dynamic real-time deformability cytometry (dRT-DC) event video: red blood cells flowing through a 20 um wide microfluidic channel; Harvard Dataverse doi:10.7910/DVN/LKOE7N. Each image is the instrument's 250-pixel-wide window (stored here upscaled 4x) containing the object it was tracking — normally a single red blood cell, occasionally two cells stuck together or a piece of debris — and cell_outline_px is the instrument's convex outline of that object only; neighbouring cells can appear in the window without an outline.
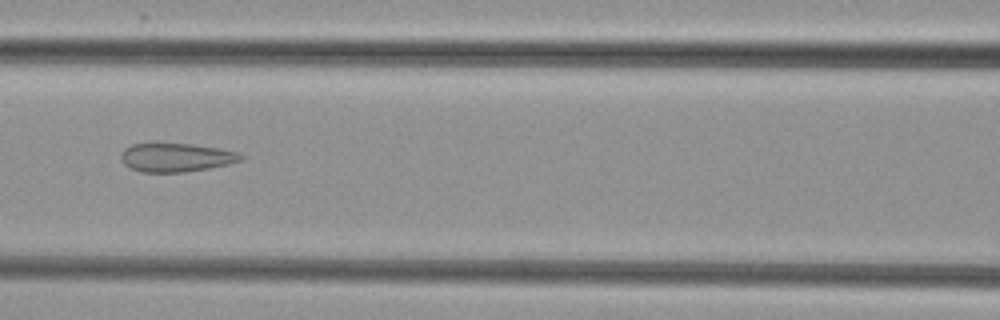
{"species": "common noctule bat (a hibernating species)", "species_latin": "Nyctalus noctula", "temperature_condition": "cold", "stored_images_in_passage": 5, "camera_frame_rate_fps": 3000, "um_per_image_px": 0.085, "animal": {"sex": "female", "body_mass_g": 29.2, "forearm_length_mm": 56.3}, "frame": {"image": 1, "passage_image": 5, "time_ms": 4.667, "image_size_px": [1000, 320], "cell_outline_px": [[244, 156], [240, 160], [228, 164], [208, 168], [184, 172], [140, 172], [124, 164], [120, 160], [120, 152], [124, 148], [132, 144], [192, 144], [220, 148], [236, 152]], "centroid_in_image_um": [14.93, 13.38], "position_along_channel_um": 151.7, "area_um2": 19.88}}